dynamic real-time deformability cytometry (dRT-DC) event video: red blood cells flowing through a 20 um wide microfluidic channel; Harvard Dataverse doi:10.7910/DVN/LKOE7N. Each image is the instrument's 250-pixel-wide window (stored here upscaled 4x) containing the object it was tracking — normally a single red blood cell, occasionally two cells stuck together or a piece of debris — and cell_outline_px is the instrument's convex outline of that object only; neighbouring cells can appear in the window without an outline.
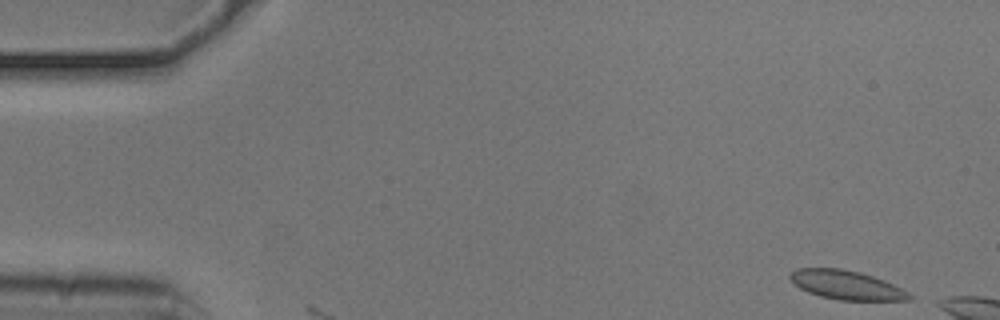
{"species": "common noctule bat (a hibernating species)", "species_latin": "Nyctalus noctula", "temperature_condition": "cold", "stored_images_in_passage": 2, "camera_frame_rate_fps": 3000, "um_per_image_px": 0.085, "animal": {"sex": "male", "body_mass_g": 20.5, "forearm_length_mm": 52.5}, "frame": {"image": 1, "passage_image": 1, "time_ms": 0.0, "image_size_px": [1000, 320], "cell_outline_px": [[912, 300], [840, 300], [820, 296], [808, 292], [800, 288], [788, 276], [796, 268], [840, 268], [860, 272], [884, 280], [908, 292], [912, 296]], "centroid_in_image_um": [71.94, 24.22], "position_along_channel_um": 13.1, "area_um2": 19.94}}